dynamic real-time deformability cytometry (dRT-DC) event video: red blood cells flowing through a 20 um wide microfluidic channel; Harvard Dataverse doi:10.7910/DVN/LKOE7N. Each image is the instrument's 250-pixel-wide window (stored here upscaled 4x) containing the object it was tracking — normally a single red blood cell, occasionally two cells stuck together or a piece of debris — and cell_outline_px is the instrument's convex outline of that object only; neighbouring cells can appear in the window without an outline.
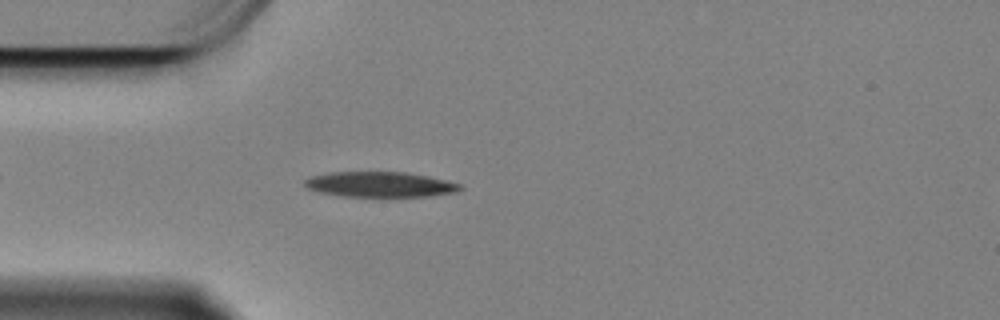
{"species": "Egyptian fruit bat (a non-hibernating species)", "species_latin": "Rousettus aegyptiacus", "temperature_condition": "cold", "stored_images_in_passage": 46, "camera_frame_rate_fps": 3000, "um_per_image_px": 0.085, "animal": {"sex": "female"}, "frame": {"image": 1, "passage_image": 6, "time_ms": 1.667, "image_size_px": [1000, 320], "cell_outline_px": [[460, 188], [456, 192], [428, 196], [344, 196], [320, 192], [308, 188], [304, 184], [304, 180], [312, 176], [332, 172], [404, 172], [444, 180], [460, 184]], "centroid_in_image_um": [32.25, 15.67], "position_along_channel_um": 52.7, "area_um2": 22.37}}
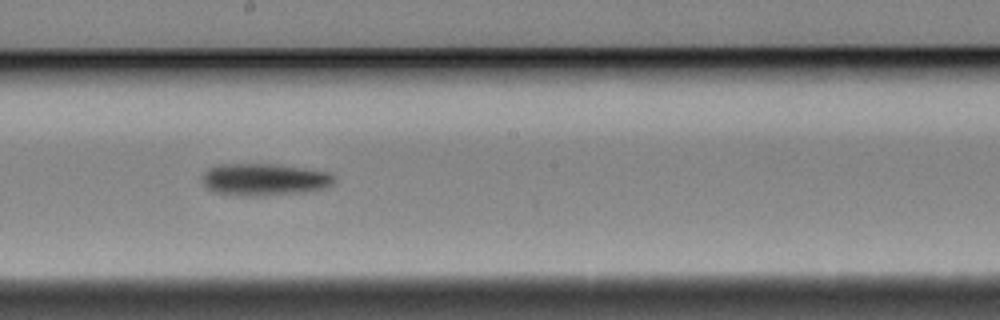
{"frame": {"image": 2, "passage_image": 22, "time_ms": 7.0, "image_size_px": [1000, 320], "cell_outline_px": [[336, 176], [332, 184], [328, 188], [308, 192], [264, 196], [244, 196], [212, 192], [204, 184], [200, 176], [208, 168], [220, 164], [276, 164], [332, 172]], "centroid_in_image_um": [22.5, 15.26], "position_along_channel_um": 225.7, "area_um2": 25.26}}
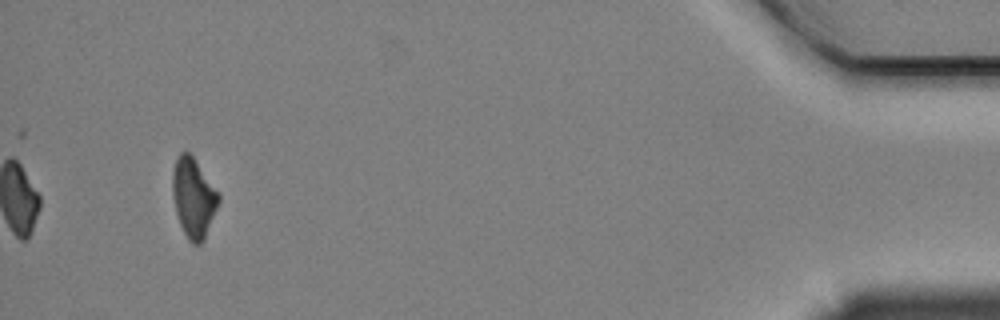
{"frame": {"image": 3, "passage_image": 46, "time_ms": 15.0, "image_size_px": [1000, 320], "cell_outline_px": [[220, 200], [204, 240], [200, 244], [192, 244], [188, 240], [180, 224], [176, 212], [172, 196], [172, 172], [176, 160], [180, 152], [188, 152], [192, 156], [220, 196]], "centroid_in_image_um": [16.42, 16.84], "position_along_channel_um": 418.8, "area_um2": 20.98}, "authors_computed_cell_mechanics": {"area_um2": 23.1489, "velocity_mm_per_s": 3.3471, "shape_relaxation_time_tau1_ms": 5.5086, "shape_relaxation_time_tau2_ms": null, "deformation_change_tau1": 0.1371, "deformation_change_tau2": null}}